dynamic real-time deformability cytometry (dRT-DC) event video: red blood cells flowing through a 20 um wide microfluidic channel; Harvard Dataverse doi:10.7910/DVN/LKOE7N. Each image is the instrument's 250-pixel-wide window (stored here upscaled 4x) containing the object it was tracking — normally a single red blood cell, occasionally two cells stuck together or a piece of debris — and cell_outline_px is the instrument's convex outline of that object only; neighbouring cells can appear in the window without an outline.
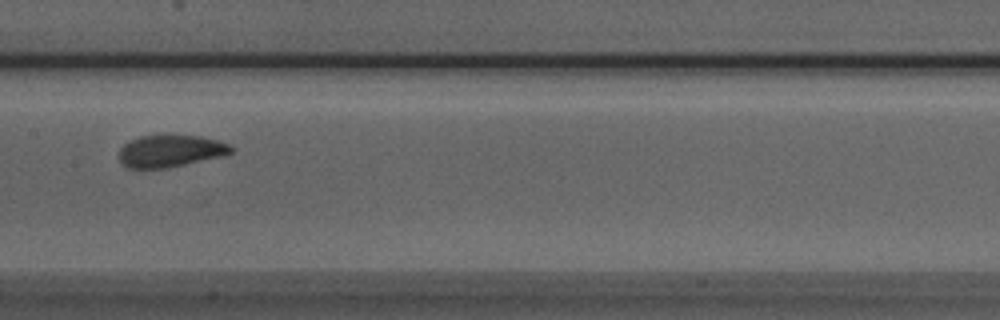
{"species": "Egyptian fruit bat (a non-hibernating species)", "species_latin": "Rousettus aegyptiacus", "temperature_condition": "room temperature", "stored_images_in_passage": 9, "camera_frame_rate_fps": 3000, "um_per_image_px": 0.085, "animal": {"sex": "male"}, "frame": {"image": 1, "passage_image": 7, "time_ms": 2.0, "image_size_px": [1000, 320], "cell_outline_px": [[236, 148], [232, 152], [224, 156], [168, 168], [128, 168], [120, 160], [120, 148], [124, 144], [140, 136], [200, 136], [216, 140], [228, 144]], "centroid_in_image_um": [14.53, 12.85], "position_along_channel_um": 192.9, "area_um2": 20.75}}
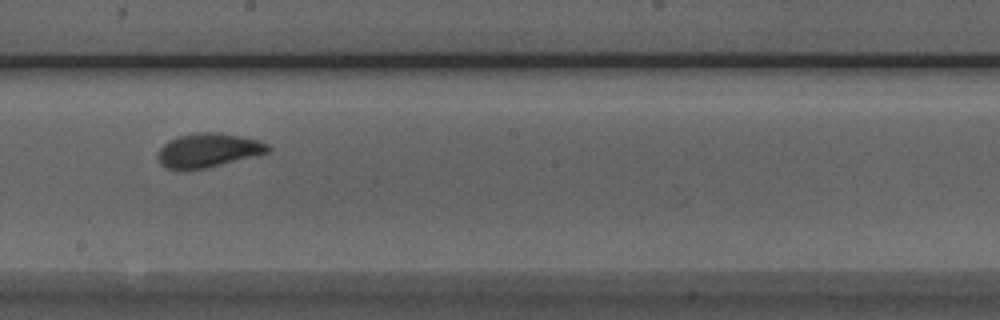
{"frame": {"image": 2, "passage_image": 8, "time_ms": 2.333, "image_size_px": [1000, 320], "cell_outline_px": [[272, 148], [268, 152], [256, 156], [208, 168], [180, 172], [168, 168], [160, 164], [156, 156], [160, 148], [168, 140], [180, 136], [196, 132], [220, 132], [260, 140], [268, 144]], "centroid_in_image_um": [17.68, 12.8], "position_along_channel_um": 230.5, "area_um2": 22.43}}
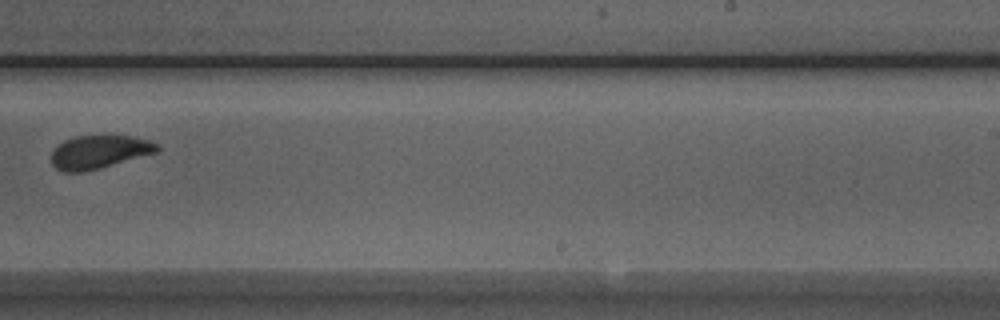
{"frame": {"image": 3, "passage_image": 9, "time_ms": 2.667, "image_size_px": [1000, 320], "cell_outline_px": [[160, 152], [100, 168], [84, 172], [64, 172], [56, 168], [52, 164], [52, 152], [64, 140], [76, 136], [132, 136], [148, 140], [160, 144]], "centroid_in_image_um": [8.49, 12.92], "position_along_channel_um": 280.5, "area_um2": 20.58}}